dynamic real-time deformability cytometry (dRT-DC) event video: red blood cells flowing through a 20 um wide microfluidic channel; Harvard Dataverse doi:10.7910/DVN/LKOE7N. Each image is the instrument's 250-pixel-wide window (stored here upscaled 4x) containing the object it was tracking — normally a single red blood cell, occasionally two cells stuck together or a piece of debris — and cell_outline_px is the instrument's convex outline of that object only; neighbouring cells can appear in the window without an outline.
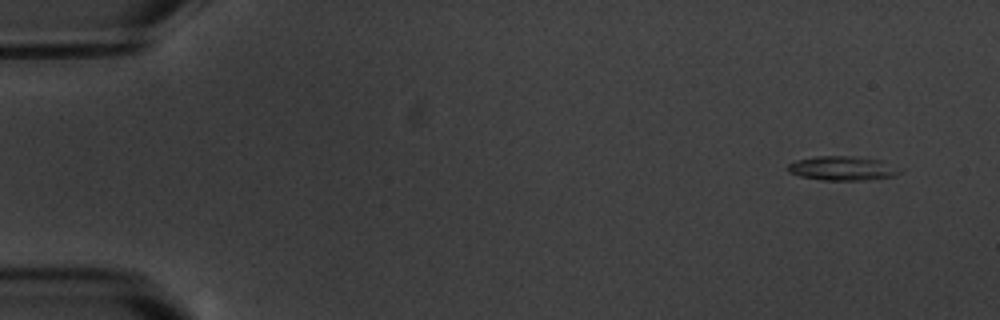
{"species": "common noctule bat (a hibernating species)", "species_latin": "Nyctalus noctula", "temperature_condition": "warm", "stored_images_in_passage": 5, "camera_frame_rate_fps": 3000, "um_per_image_px": 0.085, "animal": {"sex": "male", "body_mass_g": 20.1, "forearm_length_mm": 53.5}, "frame": {"image": 1, "passage_image": 1, "time_ms": 0.0, "image_size_px": [1000, 320], "cell_outline_px": [[904, 168], [896, 176], [868, 180], [820, 180], [800, 176], [788, 172], [788, 164], [796, 160], [816, 156], [852, 156], [880, 160]], "centroid_in_image_um": [71.65, 14.31], "position_along_channel_um": 13.3, "area_um2": 16.01}}
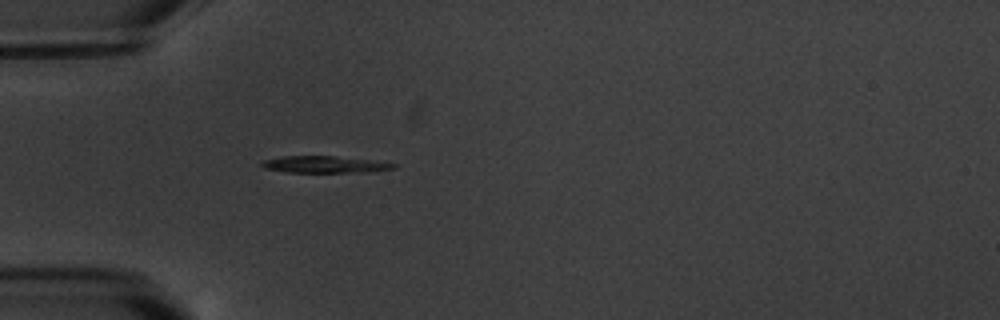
{"frame": {"image": 2, "passage_image": 5, "time_ms": 4.667, "image_size_px": [1000, 320], "cell_outline_px": [[396, 168], [368, 172], [284, 172], [264, 168], [260, 164], [264, 160], [284, 156], [336, 156], [368, 160], [396, 164]], "centroid_in_image_um": [27.55, 13.98], "position_along_channel_um": 57.4, "area_um2": 12.72}}